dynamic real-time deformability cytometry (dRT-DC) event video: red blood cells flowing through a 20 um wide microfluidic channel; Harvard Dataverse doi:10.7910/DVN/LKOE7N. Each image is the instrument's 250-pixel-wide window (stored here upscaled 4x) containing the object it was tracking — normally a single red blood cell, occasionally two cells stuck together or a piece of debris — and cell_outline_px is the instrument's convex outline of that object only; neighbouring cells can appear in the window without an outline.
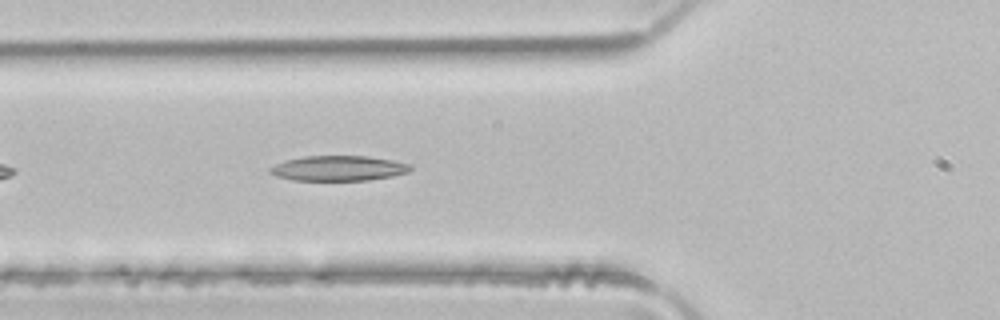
{"species": "common noctule bat (a hibernating species)", "species_latin": "Nyctalus noctula", "temperature_condition": "room temperature", "stored_images_in_passage": 11, "camera_frame_rate_fps": 3000, "um_per_image_px": 0.085, "animal": {"sex": "male", "body_mass_g": 21.5, "forearm_length_mm": 52.0}, "frame": {"image": 1, "passage_image": 7, "time_ms": 2.0, "image_size_px": [1000, 320], "cell_outline_px": [[412, 168], [408, 172], [392, 176], [368, 180], [292, 180], [276, 176], [268, 172], [268, 168], [284, 160], [304, 156], [368, 156], [392, 160], [412, 164]], "centroid_in_image_um": [28.75, 14.3], "position_along_channel_um": 97.0, "area_um2": 20.63}}